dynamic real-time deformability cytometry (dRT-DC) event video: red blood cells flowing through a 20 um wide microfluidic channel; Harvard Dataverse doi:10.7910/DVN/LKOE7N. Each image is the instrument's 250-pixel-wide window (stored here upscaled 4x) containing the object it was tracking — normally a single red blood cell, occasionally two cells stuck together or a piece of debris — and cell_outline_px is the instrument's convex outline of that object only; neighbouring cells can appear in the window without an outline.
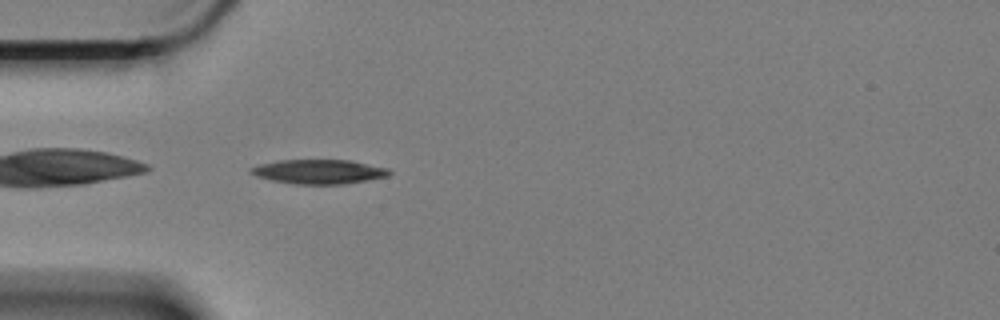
{"species": "Egyptian fruit bat (a non-hibernating species)", "species_latin": "Rousettus aegyptiacus", "temperature_condition": "cold", "stored_images_in_passage": 43, "camera_frame_rate_fps": 3000, "um_per_image_px": 0.085, "animal": {"sex": "female"}, "frame": {"image": 1, "passage_image": 1, "time_ms": 0.0, "image_size_px": [1000, 320], "cell_outline_px": [[392, 172], [388, 176], [368, 180], [344, 184], [296, 184], [272, 180], [256, 176], [248, 172], [248, 168], [260, 164], [280, 160], [352, 160], [388, 168]], "centroid_in_image_um": [27.11, 14.59], "position_along_channel_um": 57.9, "area_um2": 19.71}}
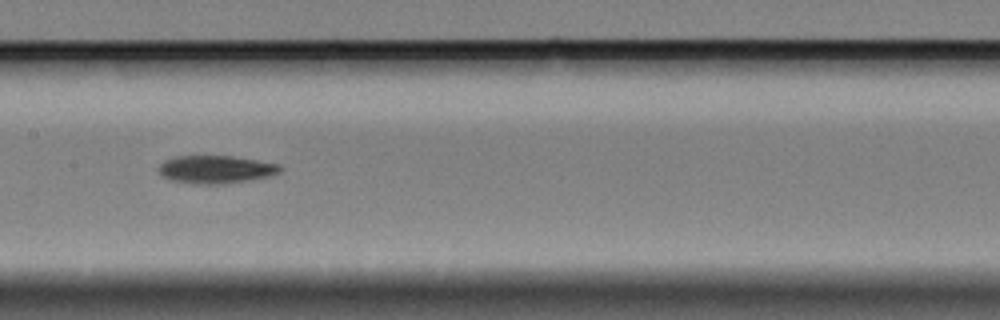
{"frame": {"image": 2, "passage_image": 13, "time_ms": 4.0, "image_size_px": [1000, 320], "cell_outline_px": [[284, 168], [280, 172], [272, 176], [224, 184], [204, 184], [172, 180], [164, 176], [156, 168], [164, 160], [176, 156], [232, 156], [280, 164]], "centroid_in_image_um": [18.39, 14.39], "position_along_channel_um": 189.0, "area_um2": 19.71}}
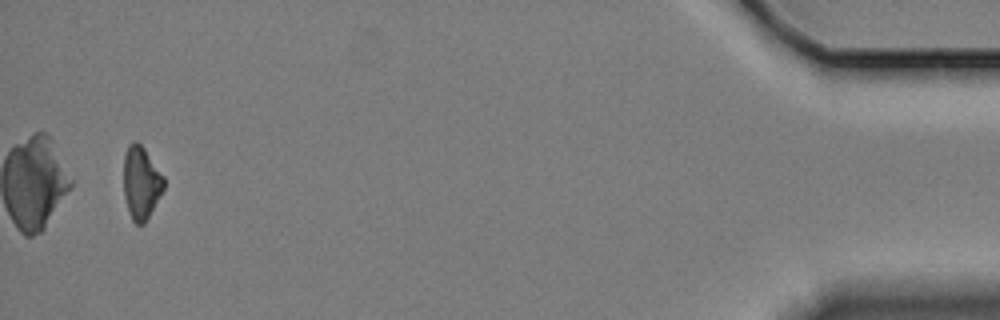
{"frame": {"image": 3, "passage_image": 41, "time_ms": 13.333, "image_size_px": [1000, 320], "cell_outline_px": [[164, 188], [144, 224], [136, 224], [132, 220], [124, 196], [124, 156], [128, 144], [132, 140], [136, 140], [144, 148], [164, 176]], "centroid_in_image_um": [11.99, 15.5], "position_along_channel_um": 423.2, "area_um2": 16.94}, "authors_computed_cell_mechanics": {"area_um2": 19.1318, "velocity_mm_per_s": 3.3531, "shape_relaxation_time_tau1_ms": 5.3465, "shape_relaxation_time_tau2_ms": null, "deformation_change_tau1": 0.1515, "deformation_change_tau2": null}}